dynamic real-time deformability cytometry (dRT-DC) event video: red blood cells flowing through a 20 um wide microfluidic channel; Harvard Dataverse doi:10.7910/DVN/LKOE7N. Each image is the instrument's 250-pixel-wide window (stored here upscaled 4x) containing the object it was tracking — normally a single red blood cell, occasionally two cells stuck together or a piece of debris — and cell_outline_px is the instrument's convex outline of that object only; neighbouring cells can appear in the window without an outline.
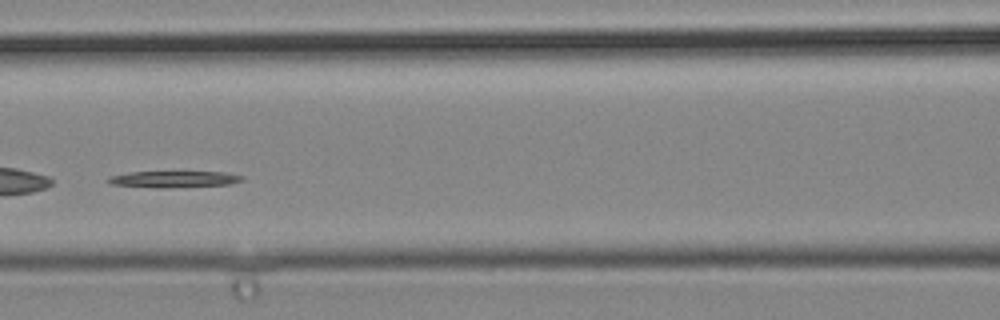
{"species": "common noctule bat (a hibernating species)", "species_latin": "Nyctalus noctula", "temperature_condition": "cold", "stored_images_in_passage": 38, "camera_frame_rate_fps": 3000, "um_per_image_px": 0.085, "animal": {"sex": "male", "body_mass_g": 19.2, "forearm_length_mm": 51.8}, "frame": {"image": 1, "passage_image": 17, "time_ms": 5.333, "image_size_px": [1000, 320], "cell_outline_px": [[244, 180], [232, 184], [164, 188], [156, 188], [108, 184], [108, 176], [132, 172], [224, 172], [244, 176]], "centroid_in_image_um": [14.79, 15.24], "position_along_channel_um": 151.8, "area_um2": 12.89}}
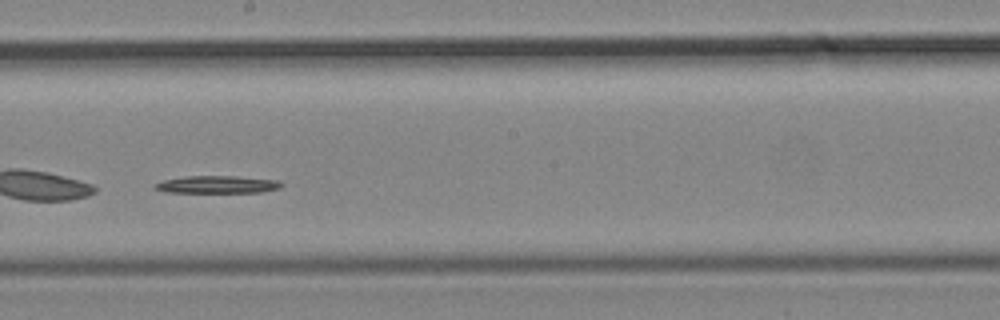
{"frame": {"image": 2, "passage_image": 22, "time_ms": 7.0, "image_size_px": [1000, 320], "cell_outline_px": [[284, 184], [280, 188], [260, 192], [164, 192], [152, 188], [152, 184], [164, 180], [184, 176], [236, 176], [280, 180]], "centroid_in_image_um": [18.45, 15.68], "position_along_channel_um": 229.8, "area_um2": 13.01}}
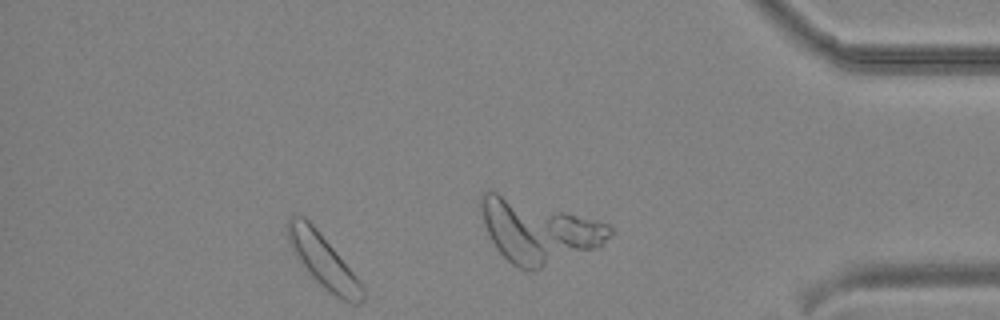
{"frame": {"image": 3, "passage_image": 33, "time_ms": 10.667, "image_size_px": [1000, 320], "cell_outline_px": [[364, 300], [356, 304], [352, 304], [336, 296], [324, 288], [308, 272], [292, 252], [288, 240], [288, 216], [304, 216], [316, 228], [360, 280], [364, 288]], "centroid_in_image_um": [27.47, 22.18], "position_along_channel_um": 407.7, "area_um2": 22.83}}